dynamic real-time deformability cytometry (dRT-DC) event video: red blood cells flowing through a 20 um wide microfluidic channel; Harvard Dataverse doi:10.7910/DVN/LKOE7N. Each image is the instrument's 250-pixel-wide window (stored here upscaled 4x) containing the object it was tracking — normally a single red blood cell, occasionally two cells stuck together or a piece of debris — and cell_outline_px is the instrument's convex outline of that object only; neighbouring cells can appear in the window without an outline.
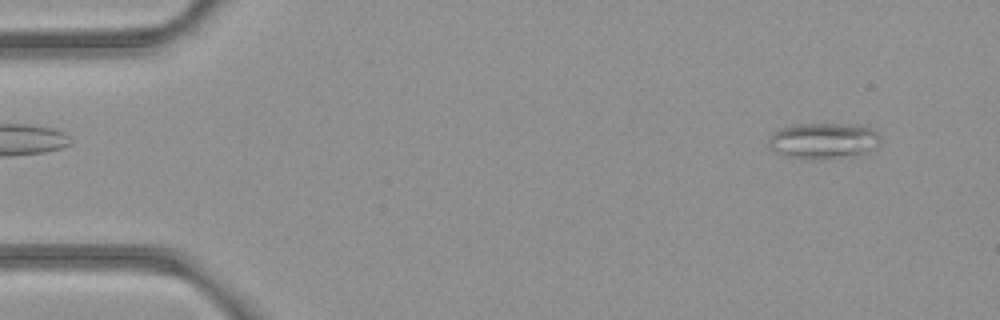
{"species": "common noctule bat (a hibernating species)", "species_latin": "Nyctalus noctula", "temperature_condition": "room temperature", "stored_images_in_passage": 52, "camera_frame_rate_fps": 3000, "um_per_image_px": 0.085, "animal": {"sex": "female", "body_mass_g": 21.9}, "frame": {"image": 1, "passage_image": 4, "time_ms": 1.0, "image_size_px": [1000, 320], "cell_outline_px": [[880, 144], [872, 152], [856, 156], [812, 160], [784, 156], [776, 152], [768, 144], [768, 140], [772, 132], [780, 128], [800, 124], [856, 124], [872, 128], [876, 132], [880, 140]], "centroid_in_image_um": [70.03, 11.98], "position_along_channel_um": 15.0, "area_um2": 23.93}}
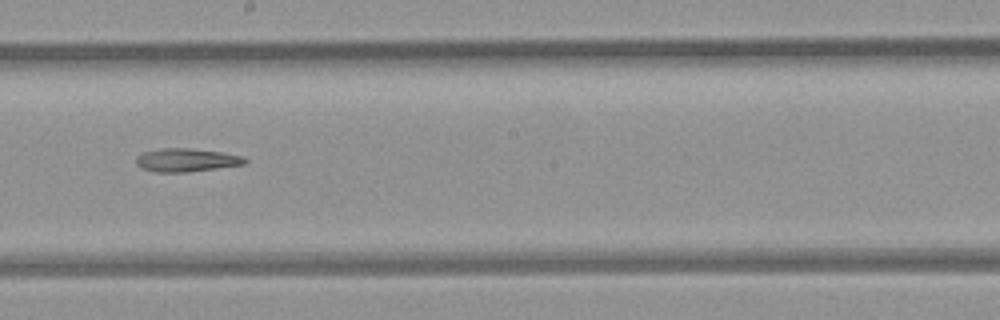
{"frame": {"image": 2, "passage_image": 29, "time_ms": 9.333, "image_size_px": [1000, 320], "cell_outline_px": [[248, 160], [244, 164], [216, 168], [184, 172], [156, 172], [140, 168], [136, 164], [136, 156], [140, 152], [160, 148], [188, 148], [224, 152], [244, 156]], "centroid_in_image_um": [15.8, 13.59], "position_along_channel_um": 232.4, "area_um2": 14.91}}
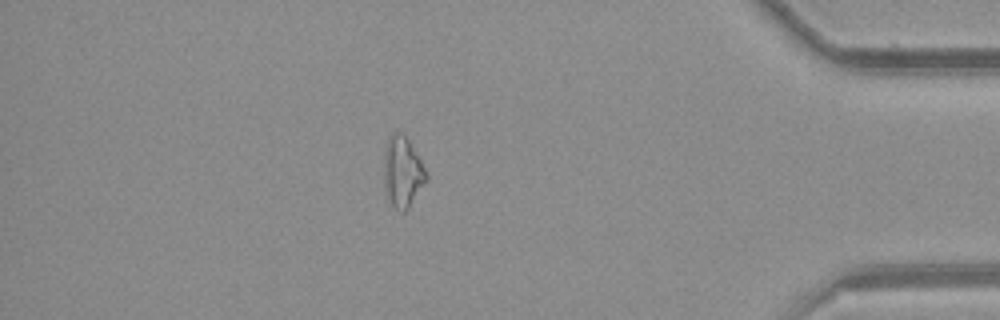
{"frame": {"image": 3, "passage_image": 45, "time_ms": 14.667, "image_size_px": [1000, 320], "cell_outline_px": [[428, 180], [408, 208], [404, 212], [400, 212], [392, 208], [384, 192], [384, 152], [388, 140], [392, 132], [404, 132], [428, 172]], "centroid_in_image_um": [34.22, 14.64], "position_along_channel_um": 401.0, "area_um2": 17.98}}